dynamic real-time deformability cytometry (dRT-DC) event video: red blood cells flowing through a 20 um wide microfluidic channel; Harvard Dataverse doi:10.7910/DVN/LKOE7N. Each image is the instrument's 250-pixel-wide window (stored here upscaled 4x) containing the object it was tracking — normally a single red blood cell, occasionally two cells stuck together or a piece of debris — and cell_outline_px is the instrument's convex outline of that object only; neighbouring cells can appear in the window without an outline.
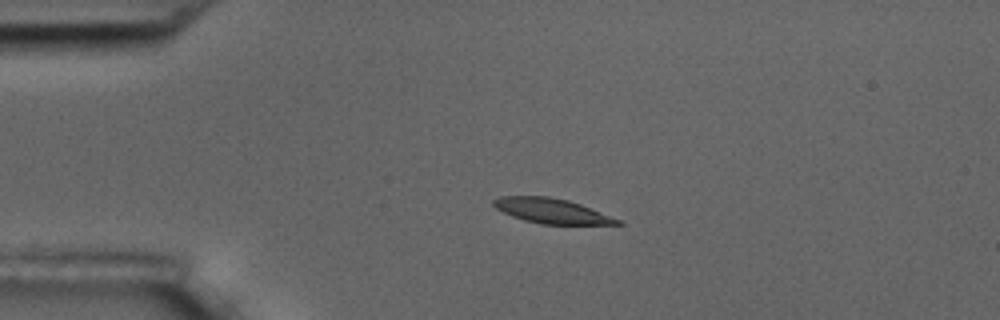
{"species": "common noctule bat (a hibernating species)", "species_latin": "Nyctalus noctula", "temperature_condition": "room temperature", "stored_images_in_passage": 4, "camera_frame_rate_fps": 3000, "um_per_image_px": 0.085, "animal": {"sex": "male", "body_mass_g": 17.5, "forearm_length_mm": 52.3}, "frame": {"image": 1, "passage_image": 3, "time_ms": 3.0, "image_size_px": [1000, 320], "cell_outline_px": [[624, 224], [540, 224], [524, 220], [512, 216], [496, 208], [492, 204], [492, 200], [500, 196], [548, 196], [568, 200], [580, 204], [620, 220]], "centroid_in_image_um": [46.84, 17.92], "position_along_channel_um": 38.2, "area_um2": 17.74}}